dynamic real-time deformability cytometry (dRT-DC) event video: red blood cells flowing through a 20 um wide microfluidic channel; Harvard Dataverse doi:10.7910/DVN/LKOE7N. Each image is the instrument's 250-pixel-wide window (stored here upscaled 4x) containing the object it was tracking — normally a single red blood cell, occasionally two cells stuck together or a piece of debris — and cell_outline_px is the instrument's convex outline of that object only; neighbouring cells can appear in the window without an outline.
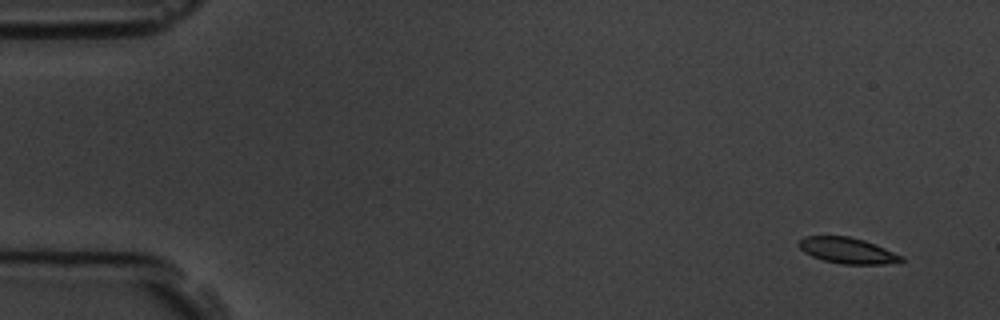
{"species": "common noctule bat (a hibernating species)", "species_latin": "Nyctalus noctula", "temperature_condition": "room temperature", "stored_images_in_passage": 5, "camera_frame_rate_fps": 3000, "um_per_image_px": 0.085, "animal": {"sex": "male", "body_mass_g": 19.5, "forearm_length_mm": 54.6}, "frame": {"image": 1, "passage_image": 1, "time_ms": 0.0, "image_size_px": [1000, 320], "cell_outline_px": [[904, 260], [900, 264], [844, 264], [824, 260], [812, 256], [804, 252], [796, 244], [804, 236], [848, 236], [864, 240], [876, 244], [904, 256]], "centroid_in_image_um": [72.09, 21.3], "position_along_channel_um": 12.9, "area_um2": 15.66}}
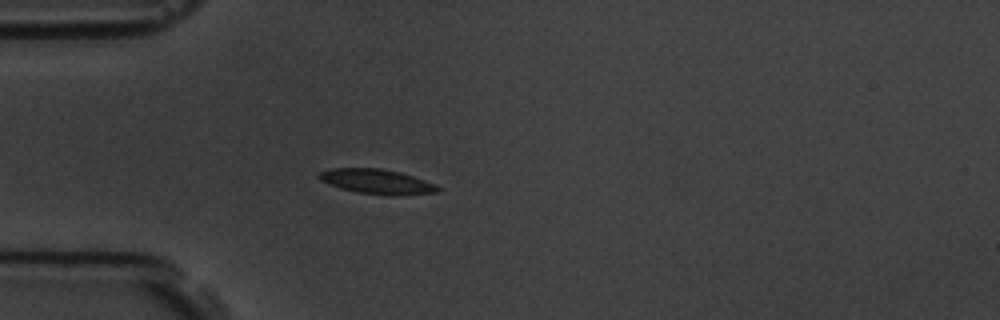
{"frame": {"image": 2, "passage_image": 5, "time_ms": 4.333, "image_size_px": [1000, 320], "cell_outline_px": [[440, 192], [392, 196], [356, 192], [340, 188], [320, 180], [316, 176], [320, 172], [332, 168], [380, 168], [400, 172], [436, 184], [440, 188]], "centroid_in_image_um": [32.04, 15.44], "position_along_channel_um": 53.0, "area_um2": 17.17}}